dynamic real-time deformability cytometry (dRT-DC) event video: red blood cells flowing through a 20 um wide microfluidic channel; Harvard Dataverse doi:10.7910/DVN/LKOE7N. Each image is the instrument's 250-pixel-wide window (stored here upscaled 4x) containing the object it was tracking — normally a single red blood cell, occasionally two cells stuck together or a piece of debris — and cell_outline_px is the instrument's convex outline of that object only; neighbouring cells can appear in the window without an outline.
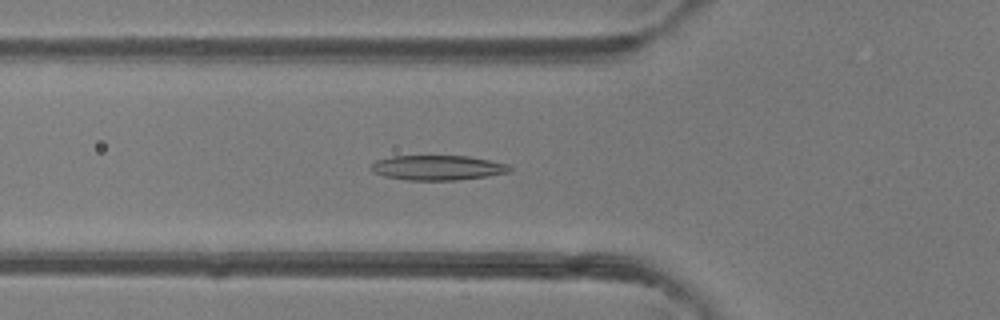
{"species": "common noctule bat (a hibernating species)", "species_latin": "Nyctalus noctula", "temperature_condition": "room temperature", "stored_images_in_passage": 48, "camera_frame_rate_fps": 3000, "um_per_image_px": 0.085, "animal": {"sex": "female"}, "frame": {"image": 1, "passage_image": 17, "time_ms": 5.333, "image_size_px": [1000, 320], "cell_outline_px": [[512, 172], [488, 176], [456, 180], [408, 180], [384, 176], [372, 172], [368, 168], [376, 160], [392, 156], [468, 156], [508, 164], [512, 168]], "centroid_in_image_um": [37.19, 14.26], "position_along_channel_um": 88.6, "area_um2": 20.17}}
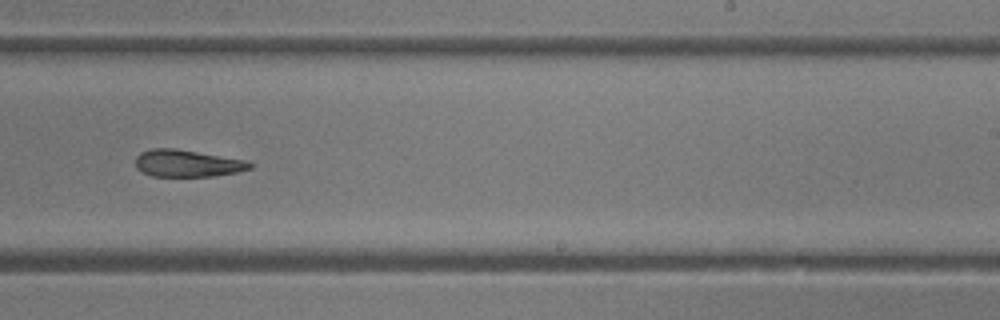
{"frame": {"image": 2, "passage_image": 30, "time_ms": 9.667, "image_size_px": [1000, 320], "cell_outline_px": [[252, 168], [236, 172], [212, 176], [152, 176], [136, 168], [136, 156], [140, 152], [152, 148], [176, 148], [248, 160], [252, 164]], "centroid_in_image_um": [15.92, 13.87], "position_along_channel_um": 273.1, "area_um2": 18.09}}
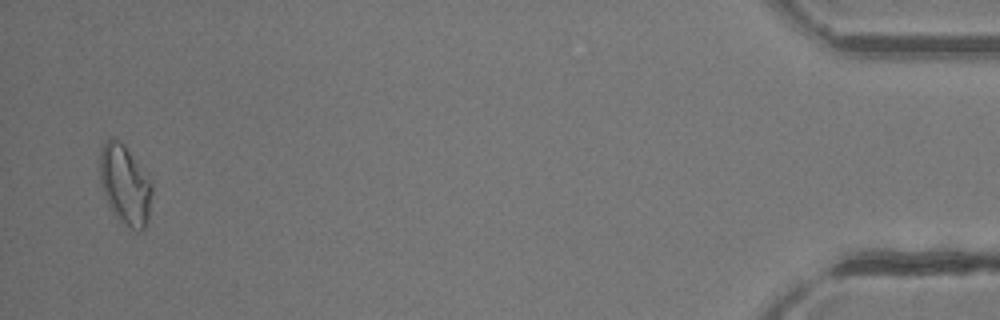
{"frame": {"image": 3, "passage_image": 47, "time_ms": 15.333, "image_size_px": [1000, 320], "cell_outline_px": [[152, 192], [148, 220], [144, 228], [140, 232], [136, 232], [116, 216], [112, 212], [108, 204], [100, 180], [100, 148], [104, 140], [112, 136], [124, 144], [152, 180]], "centroid_in_image_um": [10.64, 15.67], "position_along_channel_um": 424.6, "area_um2": 24.39}, "authors_computed_cell_mechanics": {"area_um2": 20.1722, "velocity_mm_per_s": 4.2471, "shape_relaxation_time_tau1_ms": null, "shape_relaxation_time_tau2_ms": 10.8398, "deformation_change_tau1": null, "deformation_change_tau2": 0.2591}}